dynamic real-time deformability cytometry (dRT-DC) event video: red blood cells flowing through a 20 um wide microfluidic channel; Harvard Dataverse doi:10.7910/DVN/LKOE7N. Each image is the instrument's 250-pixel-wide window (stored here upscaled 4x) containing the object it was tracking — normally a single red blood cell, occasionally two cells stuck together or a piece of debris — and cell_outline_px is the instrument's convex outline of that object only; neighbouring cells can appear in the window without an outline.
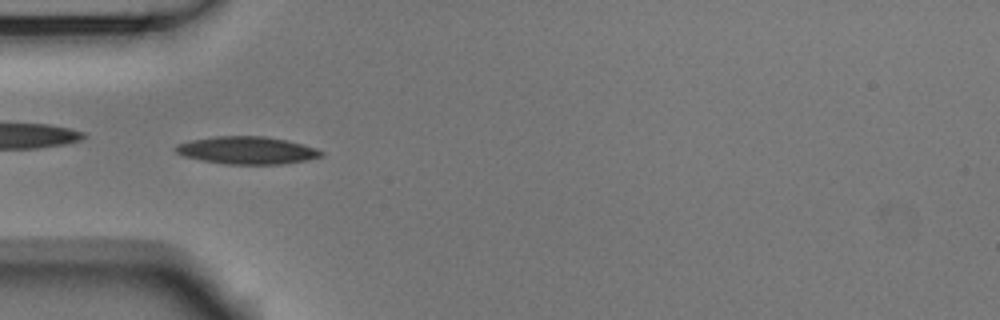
{"species": "Egyptian fruit bat (a non-hibernating species)", "species_latin": "Rousettus aegyptiacus", "temperature_condition": "room temperature", "stored_images_in_passage": 29, "camera_frame_rate_fps": 3000, "um_per_image_px": 0.085, "animal": {"sex": "male"}, "frame": {"image": 1, "passage_image": 5, "time_ms": 1.333, "image_size_px": [1000, 320], "cell_outline_px": [[324, 156], [304, 160], [280, 164], [224, 164], [184, 156], [176, 152], [172, 148], [176, 144], [188, 140], [216, 136], [264, 136], [284, 140], [316, 148], [324, 152]], "centroid_in_image_um": [20.94, 12.77], "position_along_channel_um": 64.1, "area_um2": 23.24}}